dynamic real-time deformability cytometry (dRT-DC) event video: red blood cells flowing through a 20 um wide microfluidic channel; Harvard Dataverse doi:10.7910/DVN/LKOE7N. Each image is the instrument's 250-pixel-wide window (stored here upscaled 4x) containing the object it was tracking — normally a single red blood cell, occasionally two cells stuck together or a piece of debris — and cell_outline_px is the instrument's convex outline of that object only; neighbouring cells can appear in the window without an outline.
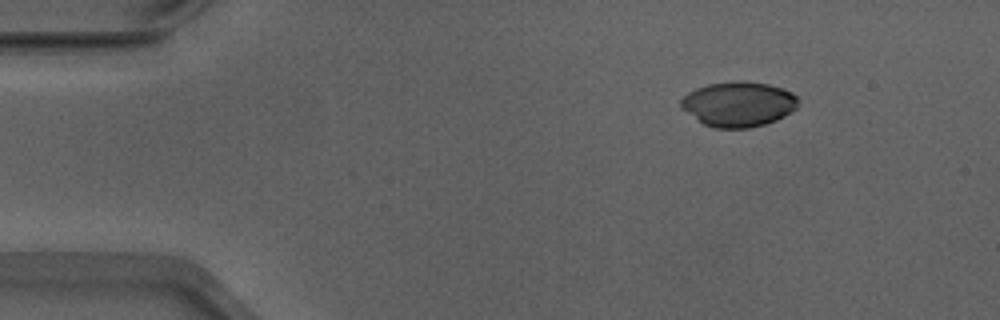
{"species": "Egyptian fruit bat (a non-hibernating species)", "species_latin": "Rousettus aegyptiacus", "temperature_condition": "warm", "stored_images_in_passage": 47, "camera_frame_rate_fps": 3000, "um_per_image_px": 0.085, "animal": {"sex": "male"}, "frame": {"image": 1, "passage_image": 1, "time_ms": 0.0, "image_size_px": [1000, 320], "cell_outline_px": [[800, 100], [796, 108], [792, 112], [776, 120], [764, 124], [748, 128], [712, 128], [704, 124], [680, 108], [680, 100], [688, 92], [696, 88], [708, 84], [736, 80], [768, 84], [784, 88], [792, 92]], "centroid_in_image_um": [62.77, 8.84], "position_along_channel_um": 22.2, "area_um2": 30.98}}
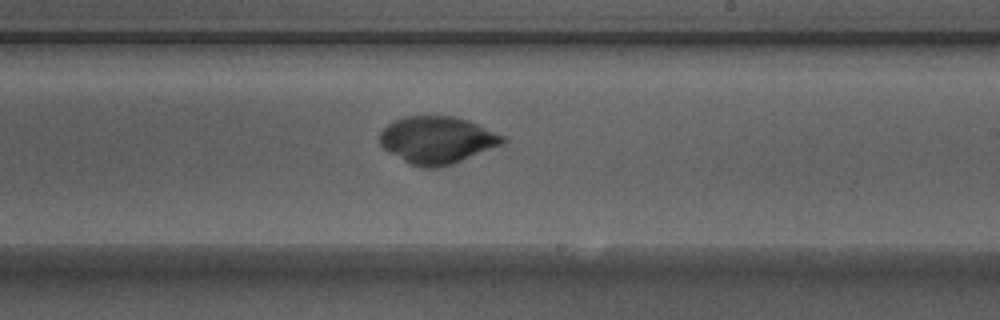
{"frame": {"image": 2, "passage_image": 25, "time_ms": 8.0, "image_size_px": [1000, 320], "cell_outline_px": [[508, 140], [500, 144], [452, 164], [436, 168], [420, 168], [388, 152], [380, 144], [380, 132], [392, 120], [404, 116], [452, 116], [468, 120], [504, 136]], "centroid_in_image_um": [37.11, 11.89], "position_along_channel_um": 251.9, "area_um2": 33.47}}
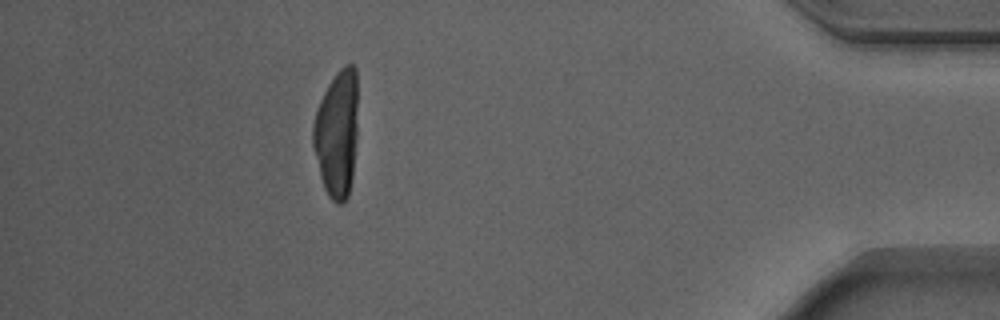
{"frame": {"image": 3, "passage_image": 41, "time_ms": 13.333, "image_size_px": [1000, 320], "cell_outline_px": [[356, 140], [352, 180], [348, 196], [340, 204], [336, 204], [328, 196], [324, 188], [320, 176], [312, 144], [312, 124], [320, 100], [328, 84], [336, 72], [344, 64], [352, 64], [356, 68]], "centroid_in_image_um": [28.62, 11.36], "position_along_channel_um": 406.6, "area_um2": 33.29}}